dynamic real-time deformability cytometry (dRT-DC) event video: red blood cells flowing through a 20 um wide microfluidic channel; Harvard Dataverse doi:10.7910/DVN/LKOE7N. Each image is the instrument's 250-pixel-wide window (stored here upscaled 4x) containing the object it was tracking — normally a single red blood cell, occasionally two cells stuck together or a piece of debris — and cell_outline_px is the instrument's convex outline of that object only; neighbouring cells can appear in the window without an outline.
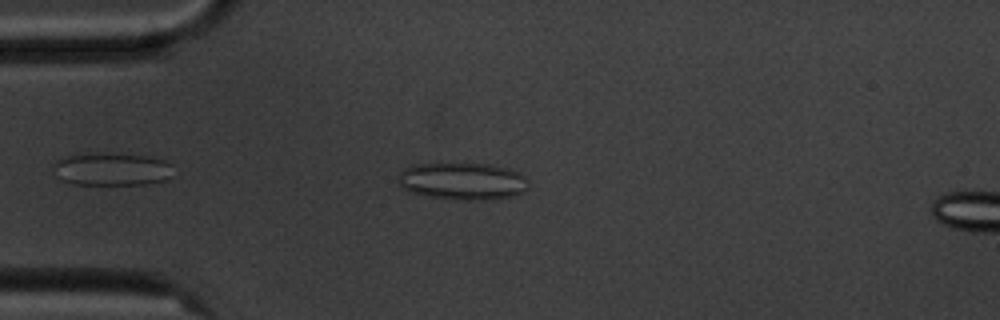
{"species": "common noctule bat (a hibernating species)", "species_latin": "Nyctalus noctula", "temperature_condition": "cold", "stored_images_in_passage": 47, "camera_frame_rate_fps": 3000, "um_per_image_px": 0.085, "animal": {"sex": "male", "body_mass_g": 20.1, "forearm_length_mm": 53.5}, "frame": {"image": 1, "passage_image": 5, "time_ms": 1.333, "image_size_px": [1000, 320], "cell_outline_px": [[528, 184], [524, 192], [512, 196], [476, 200], [464, 200], [428, 196], [408, 192], [396, 184], [396, 180], [400, 172], [404, 168], [412, 164], [488, 164], [508, 168], [524, 176], [528, 180]], "centroid_in_image_um": [39.25, 15.4], "position_along_channel_um": 45.8, "area_um2": 28.26}}
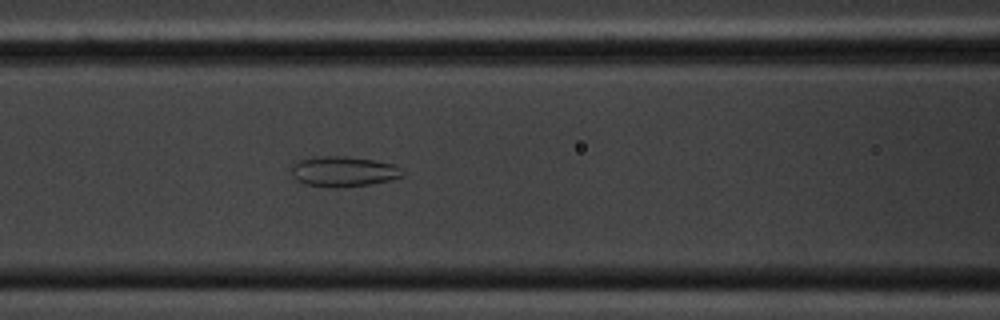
{"frame": {"image": 2, "passage_image": 14, "time_ms": 4.333, "image_size_px": [1000, 320], "cell_outline_px": [[404, 176], [392, 180], [368, 184], [336, 188], [304, 184], [296, 180], [292, 176], [292, 168], [300, 160], [316, 156], [344, 156], [372, 160], [392, 164], [404, 172]], "centroid_in_image_um": [29.19, 14.58], "position_along_channel_um": 137.4, "area_um2": 19.42}}
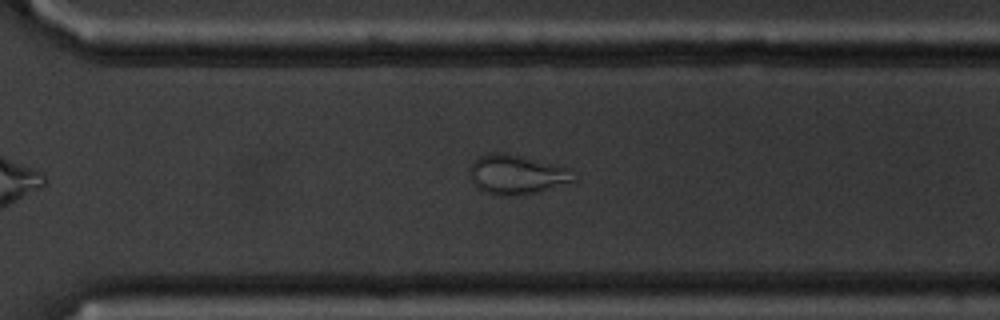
{"frame": {"image": 3, "passage_image": 30, "time_ms": 9.667, "image_size_px": [1000, 320], "cell_outline_px": [[576, 180], [532, 192], [512, 196], [500, 196], [484, 192], [476, 188], [472, 184], [468, 176], [468, 168], [472, 160], [488, 152], [508, 152], [556, 164], [568, 168]], "centroid_in_image_um": [43.78, 14.8], "position_along_channel_um": 326.8, "area_um2": 24.16}}